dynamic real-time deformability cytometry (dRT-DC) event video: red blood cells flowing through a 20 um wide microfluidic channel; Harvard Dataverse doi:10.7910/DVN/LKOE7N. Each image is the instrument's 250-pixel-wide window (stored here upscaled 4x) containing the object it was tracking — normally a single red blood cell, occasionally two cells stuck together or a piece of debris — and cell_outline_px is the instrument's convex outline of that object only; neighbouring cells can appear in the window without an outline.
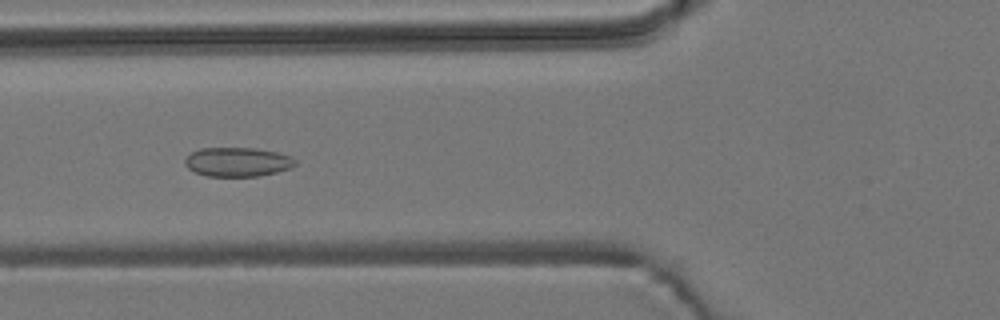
{"species": "common noctule bat (a hibernating species)", "species_latin": "Nyctalus noctula", "temperature_condition": "room temperature", "stored_images_in_passage": 48, "camera_frame_rate_fps": 3000, "um_per_image_px": 0.085, "animal": {"sex": "male", "body_mass_g": 19.2, "forearm_length_mm": 51.8}, "frame": {"image": 1, "passage_image": 14, "time_ms": 4.333, "image_size_px": [1000, 320], "cell_outline_px": [[296, 164], [292, 168], [260, 176], [208, 176], [196, 172], [188, 168], [184, 164], [184, 160], [192, 152], [200, 148], [256, 148], [276, 152], [288, 156], [296, 160]], "centroid_in_image_um": [20.19, 13.76], "position_along_channel_um": 105.6, "area_um2": 18.67}}
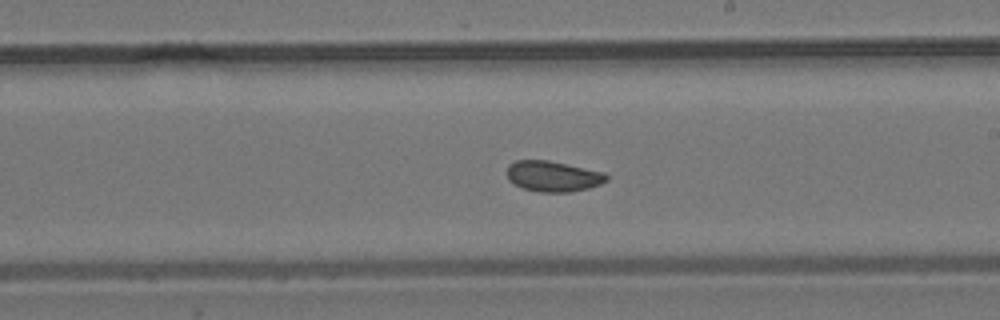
{"frame": {"image": 2, "passage_image": 25, "time_ms": 8.0, "image_size_px": [1000, 320], "cell_outline_px": [[608, 180], [600, 184], [588, 188], [572, 192], [540, 192], [524, 188], [508, 180], [508, 164], [516, 160], [548, 160], [604, 172], [608, 176]], "centroid_in_image_um": [47.02, 14.98], "position_along_channel_um": 242.0, "area_um2": 17.69}}
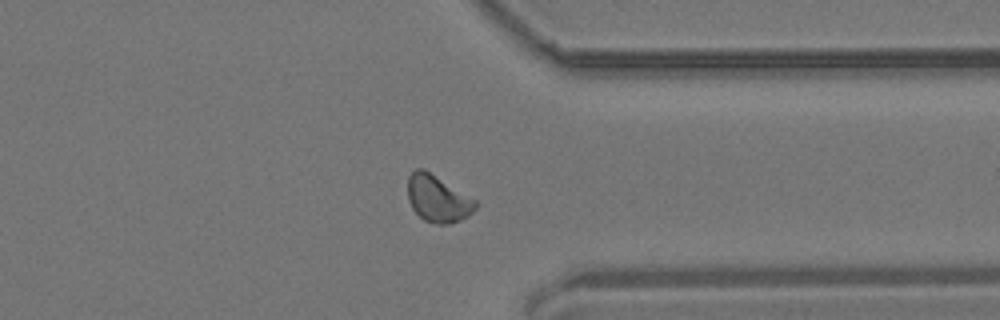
{"frame": {"image": 3, "passage_image": 36, "time_ms": 11.667, "image_size_px": [1000, 320], "cell_outline_px": [[480, 204], [468, 216], [460, 220], [448, 224], [436, 224], [424, 220], [412, 208], [408, 200], [408, 176], [416, 168], [424, 168], [476, 200]], "centroid_in_image_um": [37.22, 16.88], "position_along_channel_um": 374.2, "area_um2": 18.55}, "authors_computed_cell_mechanics": {"area_um2": 18.0336, "velocity_mm_per_s": 3.7075, "shape_relaxation_time_tau1_ms": null, "shape_relaxation_time_tau2_ms": 1.4871, "deformation_change_tau1": null, "deformation_change_tau2": 0.0574}}